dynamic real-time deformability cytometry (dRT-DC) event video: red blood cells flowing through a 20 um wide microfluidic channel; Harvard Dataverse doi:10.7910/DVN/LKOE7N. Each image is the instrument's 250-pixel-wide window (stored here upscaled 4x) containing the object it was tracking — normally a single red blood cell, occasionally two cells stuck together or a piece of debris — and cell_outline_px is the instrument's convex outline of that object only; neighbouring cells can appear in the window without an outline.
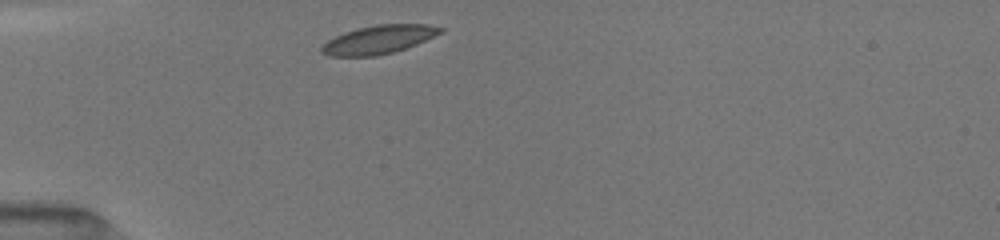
{"species": "common noctule bat (a hibernating species)", "species_latin": "Nyctalus noctula", "temperature_condition": "room temperature", "stored_images_in_passage": 39, "camera_frame_rate_fps": 3000, "um_per_image_px": 0.085, "animal": {"sex": "female", "body_mass_g": 19.5, "forearm_length_mm": 54.1}, "frame": {"image": 1, "passage_image": 1, "time_ms": 0.0, "image_size_px": [1000, 240], "cell_outline_px": [[444, 32], [416, 44], [392, 52], [376, 56], [328, 56], [320, 52], [320, 48], [328, 40], [344, 32], [376, 24], [428, 24], [444, 28]], "centroid_in_image_um": [32.2, 3.36], "position_along_channel_um": 52.8, "area_um2": 19.59}}
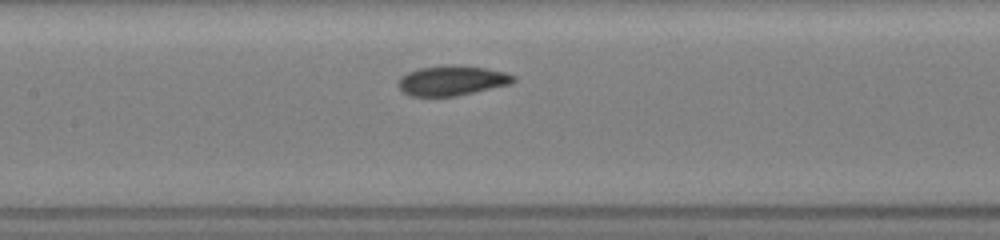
{"frame": {"image": 2, "passage_image": 14, "time_ms": 3.333, "image_size_px": [1000, 240], "cell_outline_px": [[516, 80], [512, 84], [456, 96], [408, 96], [396, 84], [400, 76], [408, 72], [420, 68], [452, 64], [488, 68], [508, 72], [516, 76]], "centroid_in_image_um": [38.45, 6.84], "position_along_channel_um": 168.9, "area_um2": 20.4}}
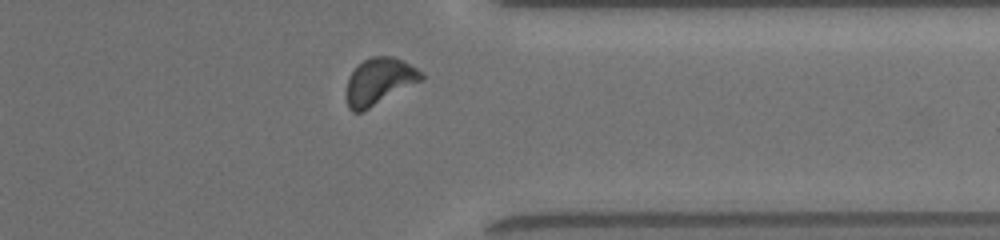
{"frame": {"image": 3, "passage_image": 33, "time_ms": 8.667, "image_size_px": [1000, 240], "cell_outline_px": [[424, 80], [360, 112], [352, 112], [348, 108], [344, 96], [348, 76], [364, 60], [372, 56], [392, 56], [424, 72]], "centroid_in_image_um": [32.21, 6.93], "position_along_channel_um": 379.2, "area_um2": 20.4}, "authors_computed_cell_mechanics": {"area_um2": 20.1722, "velocity_mm_per_s": 3.9916, "shape_relaxation_time_tau1_ms": 4.9717, "shape_relaxation_time_tau2_ms": 2.8657, "deformation_change_tau1": 0.1193, "deformation_change_tau2": 0.0633}}